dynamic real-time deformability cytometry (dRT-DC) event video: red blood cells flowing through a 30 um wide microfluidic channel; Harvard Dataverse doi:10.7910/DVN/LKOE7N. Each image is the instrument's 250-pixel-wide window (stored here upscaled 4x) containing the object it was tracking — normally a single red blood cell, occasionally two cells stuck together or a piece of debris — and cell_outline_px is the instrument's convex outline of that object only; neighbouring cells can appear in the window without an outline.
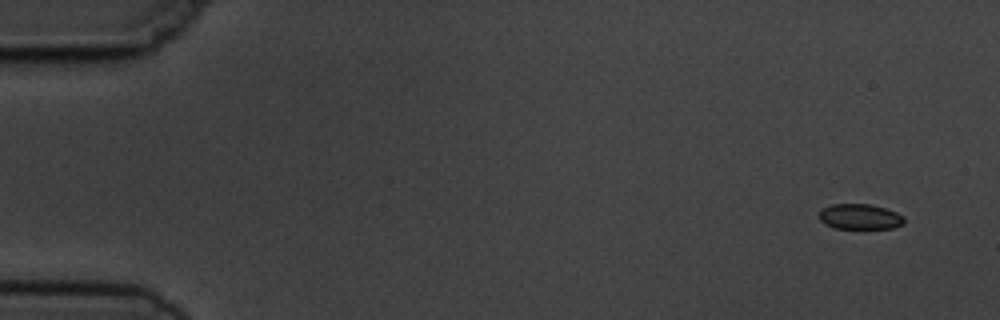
{"species": "common noctule bat (a hibernating species)", "species_latin": "Nyctalus noctula", "temperature_condition": "cold", "stored_images_in_passage": 4, "camera_frame_rate_fps": 3000, "um_per_image_px": 0.085, "animal": {"sex": "male", "body_mass_g": 19.5, "forearm_length_mm": 54.6}, "frame": {"image": 1, "passage_image": 1, "time_ms": 0.0, "image_size_px": [1000, 320], "cell_outline_px": [[904, 224], [892, 228], [836, 228], [824, 224], [820, 220], [820, 208], [832, 204], [868, 204], [884, 208], [896, 212], [904, 216]], "centroid_in_image_um": [73.08, 18.41], "position_along_channel_um": 11.9, "area_um2": 12.54}}
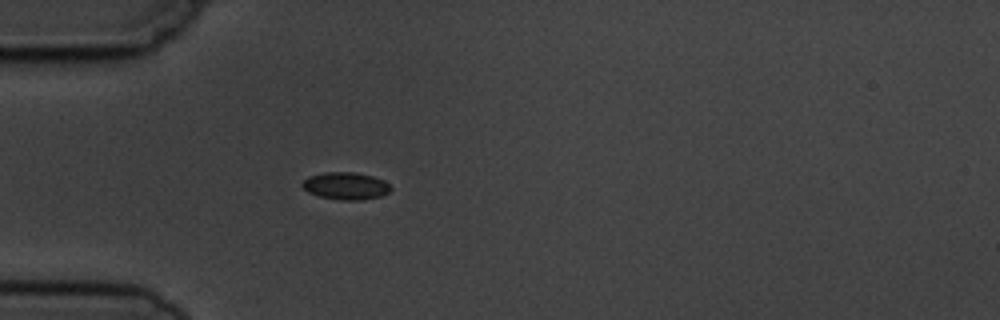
{"frame": {"image": 2, "passage_image": 4, "time_ms": 4.333, "image_size_px": [1000, 320], "cell_outline_px": [[392, 188], [388, 192], [380, 196], [360, 200], [344, 200], [320, 196], [308, 192], [300, 184], [308, 176], [324, 172], [356, 172], [372, 176], [384, 180]], "centroid_in_image_um": [29.38, 15.79], "position_along_channel_um": 55.6, "area_um2": 13.99}}